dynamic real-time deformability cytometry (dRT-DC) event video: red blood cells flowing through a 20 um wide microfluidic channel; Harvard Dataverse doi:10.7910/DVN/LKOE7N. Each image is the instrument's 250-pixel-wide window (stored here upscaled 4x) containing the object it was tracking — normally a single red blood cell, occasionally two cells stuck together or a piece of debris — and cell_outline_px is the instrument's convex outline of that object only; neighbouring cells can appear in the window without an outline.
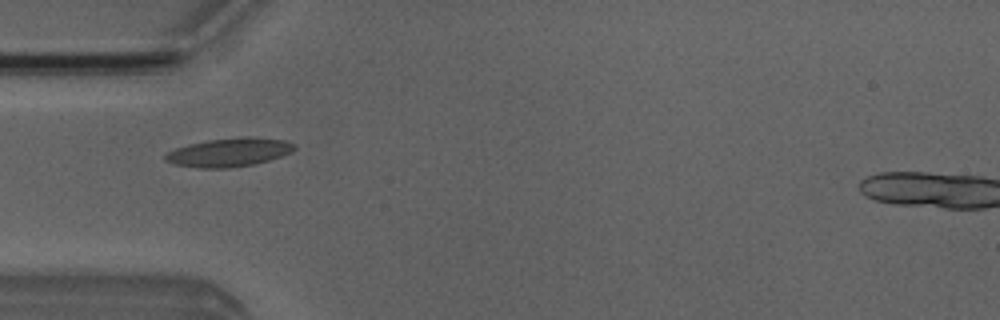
{"species": "Egyptian fruit bat (a non-hibernating species)", "species_latin": "Rousettus aegyptiacus", "temperature_condition": "room temperature", "stored_images_in_passage": 3, "camera_frame_rate_fps": 3000, "um_per_image_px": 0.085, "animal": {"sex": "male"}, "frame": {"image": 1, "passage_image": 1, "time_ms": 0.0, "image_size_px": [1000, 320], "cell_outline_px": [[296, 148], [292, 152], [268, 160], [252, 164], [228, 168], [200, 168], [176, 164], [164, 160], [164, 156], [168, 152], [176, 148], [188, 144], [208, 140], [244, 136], [248, 136], [288, 140], [296, 144]], "centroid_in_image_um": [19.51, 12.93], "position_along_channel_um": 65.5, "area_um2": 21.5}}